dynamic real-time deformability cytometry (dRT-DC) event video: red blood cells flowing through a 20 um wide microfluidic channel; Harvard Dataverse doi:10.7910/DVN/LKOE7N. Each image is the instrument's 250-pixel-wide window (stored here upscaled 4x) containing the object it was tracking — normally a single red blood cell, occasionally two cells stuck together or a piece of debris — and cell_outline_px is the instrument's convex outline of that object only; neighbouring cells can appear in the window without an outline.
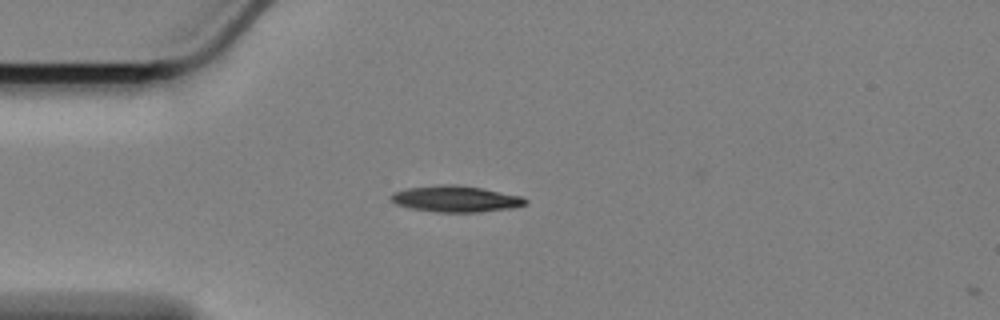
{"species": "Egyptian fruit bat (a non-hibernating species)", "species_latin": "Rousettus aegyptiacus", "temperature_condition": "cold", "stored_images_in_passage": 2, "camera_frame_rate_fps": 3000, "um_per_image_px": 0.085, "animal": {"sex": "female"}, "frame": {"image": 1, "passage_image": 1, "time_ms": 0.0, "image_size_px": [1000, 320], "cell_outline_px": [[528, 204], [512, 208], [480, 212], [436, 212], [408, 208], [396, 204], [388, 200], [388, 196], [392, 192], [408, 188], [440, 184], [452, 184], [480, 188], [520, 196], [528, 200]], "centroid_in_image_um": [38.67, 16.91], "position_along_channel_um": 46.3, "area_um2": 20.69}}